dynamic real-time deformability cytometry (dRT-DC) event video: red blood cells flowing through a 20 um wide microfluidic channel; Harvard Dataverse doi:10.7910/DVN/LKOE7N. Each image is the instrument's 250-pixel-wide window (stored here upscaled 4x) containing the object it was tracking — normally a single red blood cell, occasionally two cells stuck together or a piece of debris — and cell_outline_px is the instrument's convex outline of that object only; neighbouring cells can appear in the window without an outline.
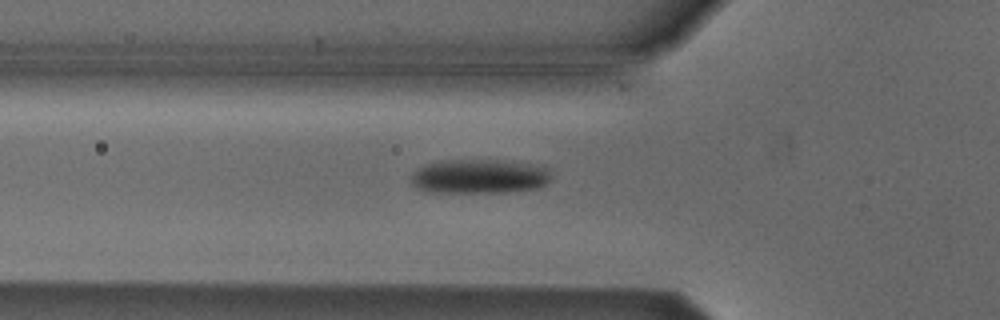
{"species": "Egyptian fruit bat (a non-hibernating species)", "species_latin": "Rousettus aegyptiacus", "temperature_condition": "cold", "stored_images_in_passage": 39, "camera_frame_rate_fps": 3000, "um_per_image_px": 0.085, "animal": {"sex": "male"}, "frame": {"image": 1, "passage_image": 4, "time_ms": 1.0, "image_size_px": [1000, 320], "cell_outline_px": [[548, 180], [544, 184], [536, 188], [508, 192], [428, 192], [416, 188], [408, 180], [408, 176], [412, 172], [428, 164], [440, 160], [496, 160], [528, 164], [548, 168]], "centroid_in_image_um": [40.63, 15.0], "position_along_channel_um": 85.2, "area_um2": 27.86}}
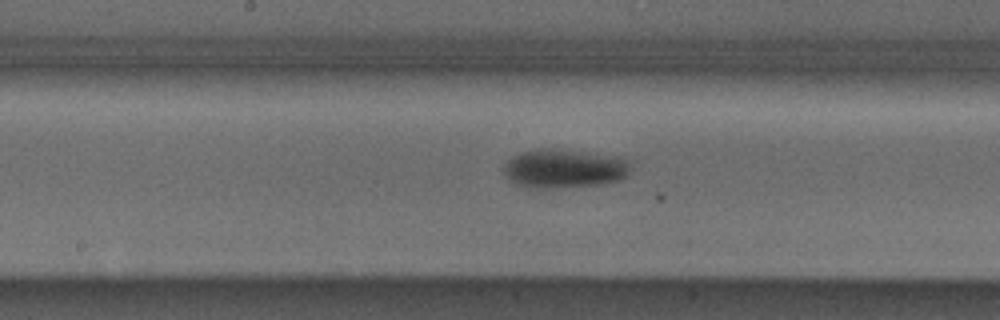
{"frame": {"image": 2, "passage_image": 13, "time_ms": 4.0, "image_size_px": [1000, 320], "cell_outline_px": [[628, 172], [620, 180], [604, 184], [556, 188], [528, 188], [516, 184], [504, 172], [504, 164], [512, 156], [520, 152], [540, 148], [548, 148], [616, 156], [628, 160]], "centroid_in_image_um": [47.92, 14.33], "position_along_channel_um": 200.3, "area_um2": 28.55}}
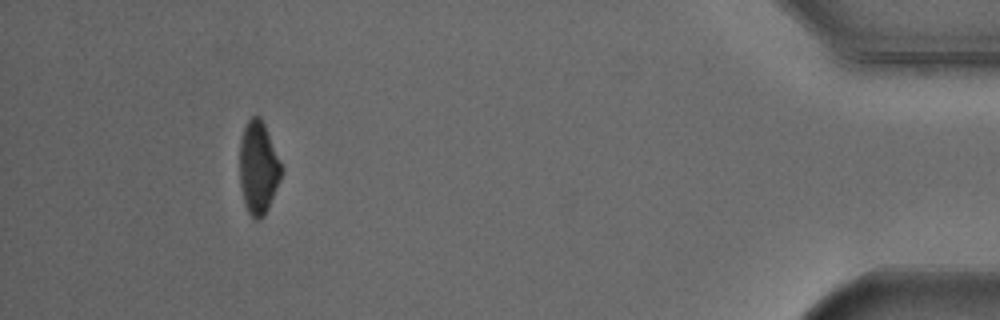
{"frame": {"image": 3, "passage_image": 35, "time_ms": 11.333, "image_size_px": [1000, 320], "cell_outline_px": [[284, 168], [280, 180], [268, 208], [264, 216], [260, 220], [256, 220], [248, 212], [244, 204], [240, 184], [240, 140], [244, 128], [248, 120], [252, 116], [260, 116], [264, 124]], "centroid_in_image_um": [21.96, 14.27], "position_along_channel_um": 413.2, "area_um2": 22.6}, "authors_computed_cell_mechanics": {"area_um2": 26.9348, "velocity_mm_per_s": 3.8252, "shape_relaxation_time_tau1_ms": 3.0786, "shape_relaxation_time_tau2_ms": null, "deformation_change_tau1": 0.1101, "deformation_change_tau2": null}}